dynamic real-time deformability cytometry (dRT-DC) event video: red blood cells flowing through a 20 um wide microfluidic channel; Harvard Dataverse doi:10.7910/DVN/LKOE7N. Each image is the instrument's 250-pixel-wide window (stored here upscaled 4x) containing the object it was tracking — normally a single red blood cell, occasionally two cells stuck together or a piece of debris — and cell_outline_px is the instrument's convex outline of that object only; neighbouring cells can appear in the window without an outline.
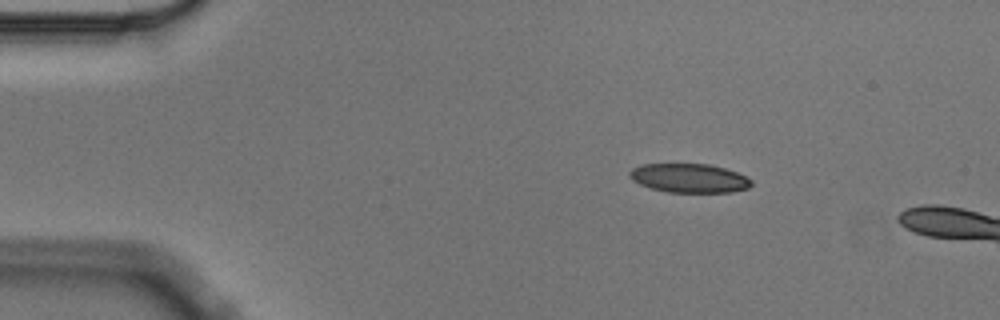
{"species": "Egyptian fruit bat (a non-hibernating species)", "species_latin": "Rousettus aegyptiacus", "temperature_condition": "cold", "stored_images_in_passage": 4, "camera_frame_rate_fps": 3000, "um_per_image_px": 0.085, "animal": {"sex": "male"}, "frame": {"image": 1, "passage_image": 2, "time_ms": 0.333, "image_size_px": [1000, 320], "cell_outline_px": [[752, 184], [748, 188], [732, 192], [668, 192], [652, 188], [640, 184], [632, 180], [628, 176], [628, 172], [632, 168], [640, 164], [708, 164], [724, 168], [736, 172], [752, 180]], "centroid_in_image_um": [58.55, 15.14], "position_along_channel_um": 26.4, "area_um2": 20.52}}